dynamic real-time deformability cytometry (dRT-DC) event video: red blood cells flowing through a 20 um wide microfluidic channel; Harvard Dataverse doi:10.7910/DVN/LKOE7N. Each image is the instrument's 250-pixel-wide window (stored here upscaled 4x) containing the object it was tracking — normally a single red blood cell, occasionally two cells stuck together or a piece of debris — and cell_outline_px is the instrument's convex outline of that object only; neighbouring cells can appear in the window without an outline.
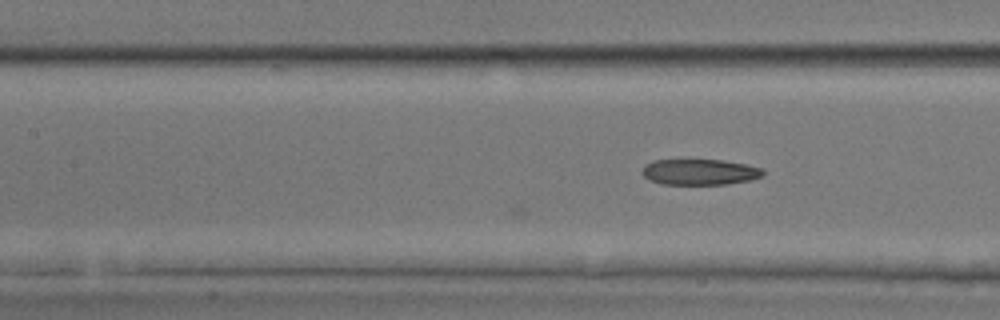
{"species": "common noctule bat (a hibernating species)", "species_latin": "Nyctalus noctula", "temperature_condition": "room temperature", "stored_images_in_passage": 22, "camera_frame_rate_fps": 3000, "um_per_image_px": 0.085, "animal": {"sex": "male", "body_mass_g": 17.9, "forearm_length_mm": 54.2}, "frame": {"image": 1, "passage_image": 22, "time_ms": 7.0, "image_size_px": [1000, 320], "cell_outline_px": [[764, 176], [748, 180], [728, 184], [664, 184], [648, 180], [640, 172], [644, 164], [652, 160], [724, 160], [764, 168]], "centroid_in_image_um": [59.45, 14.61], "position_along_channel_um": 147.9, "area_um2": 18.32}}